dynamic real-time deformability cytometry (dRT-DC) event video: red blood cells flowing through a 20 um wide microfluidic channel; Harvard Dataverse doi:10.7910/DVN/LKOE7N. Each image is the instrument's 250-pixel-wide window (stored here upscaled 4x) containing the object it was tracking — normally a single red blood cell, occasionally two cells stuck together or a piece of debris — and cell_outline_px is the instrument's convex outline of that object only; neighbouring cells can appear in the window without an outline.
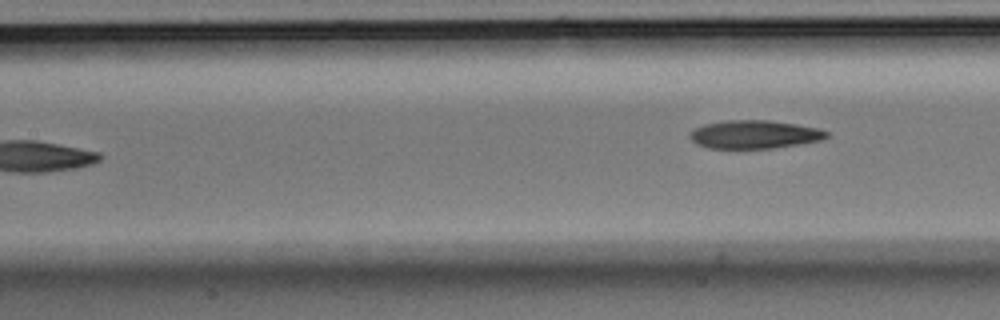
{"species": "Egyptian fruit bat (a non-hibernating species)", "species_latin": "Rousettus aegyptiacus", "temperature_condition": "room temperature", "stored_images_in_passage": 8, "camera_frame_rate_fps": 3000, "um_per_image_px": 0.085, "animal": {"sex": "male"}, "frame": {"image": 1, "passage_image": 8, "time_ms": 2.333, "image_size_px": [1000, 320], "cell_outline_px": [[828, 136], [820, 140], [772, 148], [708, 148], [696, 144], [688, 136], [696, 128], [704, 124], [724, 120], [768, 120], [796, 124], [820, 128], [828, 132]], "centroid_in_image_um": [64.11, 11.42], "position_along_channel_um": 143.3, "area_um2": 22.37}}